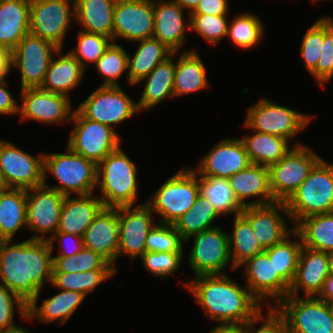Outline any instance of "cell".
Masks as SVG:
<instances>
[{
	"label": "cell",
	"mask_w": 333,
	"mask_h": 333,
	"mask_svg": "<svg viewBox=\"0 0 333 333\" xmlns=\"http://www.w3.org/2000/svg\"><path fill=\"white\" fill-rule=\"evenodd\" d=\"M11 242L0 241V281L27 304L37 303L44 283L51 284L54 249L48 240Z\"/></svg>",
	"instance_id": "6da1fadb"
},
{
	"label": "cell",
	"mask_w": 333,
	"mask_h": 333,
	"mask_svg": "<svg viewBox=\"0 0 333 333\" xmlns=\"http://www.w3.org/2000/svg\"><path fill=\"white\" fill-rule=\"evenodd\" d=\"M185 287L209 320L217 325H245L263 310L249 288L239 285L227 274L198 275L186 282Z\"/></svg>",
	"instance_id": "7a4b0ae2"
},
{
	"label": "cell",
	"mask_w": 333,
	"mask_h": 333,
	"mask_svg": "<svg viewBox=\"0 0 333 333\" xmlns=\"http://www.w3.org/2000/svg\"><path fill=\"white\" fill-rule=\"evenodd\" d=\"M137 165L119 147L97 165L98 196L104 207L133 206L138 198Z\"/></svg>",
	"instance_id": "3957f363"
},
{
	"label": "cell",
	"mask_w": 333,
	"mask_h": 333,
	"mask_svg": "<svg viewBox=\"0 0 333 333\" xmlns=\"http://www.w3.org/2000/svg\"><path fill=\"white\" fill-rule=\"evenodd\" d=\"M285 205L295 225L307 216L333 212V163L321 158Z\"/></svg>",
	"instance_id": "277c9868"
},
{
	"label": "cell",
	"mask_w": 333,
	"mask_h": 333,
	"mask_svg": "<svg viewBox=\"0 0 333 333\" xmlns=\"http://www.w3.org/2000/svg\"><path fill=\"white\" fill-rule=\"evenodd\" d=\"M66 153L44 154V180L47 173L57 179L51 188L65 196L71 193L88 195L94 193L97 185V164L73 152L68 146Z\"/></svg>",
	"instance_id": "5b68a950"
},
{
	"label": "cell",
	"mask_w": 333,
	"mask_h": 333,
	"mask_svg": "<svg viewBox=\"0 0 333 333\" xmlns=\"http://www.w3.org/2000/svg\"><path fill=\"white\" fill-rule=\"evenodd\" d=\"M200 194L198 173L190 167H184L169 177L145 203L153 213L159 216V223L174 222L190 211Z\"/></svg>",
	"instance_id": "8992f818"
},
{
	"label": "cell",
	"mask_w": 333,
	"mask_h": 333,
	"mask_svg": "<svg viewBox=\"0 0 333 333\" xmlns=\"http://www.w3.org/2000/svg\"><path fill=\"white\" fill-rule=\"evenodd\" d=\"M243 126L260 133L276 135L287 140L297 136L309 123L311 115L261 98L251 105L246 113Z\"/></svg>",
	"instance_id": "52a82bcc"
},
{
	"label": "cell",
	"mask_w": 333,
	"mask_h": 333,
	"mask_svg": "<svg viewBox=\"0 0 333 333\" xmlns=\"http://www.w3.org/2000/svg\"><path fill=\"white\" fill-rule=\"evenodd\" d=\"M278 162L270 165V189L276 202H286L321 159L314 150L296 142Z\"/></svg>",
	"instance_id": "ba28073f"
},
{
	"label": "cell",
	"mask_w": 333,
	"mask_h": 333,
	"mask_svg": "<svg viewBox=\"0 0 333 333\" xmlns=\"http://www.w3.org/2000/svg\"><path fill=\"white\" fill-rule=\"evenodd\" d=\"M276 309L283 315L287 333H333V314L316 296L287 295Z\"/></svg>",
	"instance_id": "9c48e42d"
},
{
	"label": "cell",
	"mask_w": 333,
	"mask_h": 333,
	"mask_svg": "<svg viewBox=\"0 0 333 333\" xmlns=\"http://www.w3.org/2000/svg\"><path fill=\"white\" fill-rule=\"evenodd\" d=\"M71 122L74 128L67 146L75 153L94 161L97 165L111 152L120 147L121 137L112 127L85 118L73 110Z\"/></svg>",
	"instance_id": "30bf717a"
},
{
	"label": "cell",
	"mask_w": 333,
	"mask_h": 333,
	"mask_svg": "<svg viewBox=\"0 0 333 333\" xmlns=\"http://www.w3.org/2000/svg\"><path fill=\"white\" fill-rule=\"evenodd\" d=\"M75 18V0L30 1L29 33L62 48Z\"/></svg>",
	"instance_id": "8fae6325"
},
{
	"label": "cell",
	"mask_w": 333,
	"mask_h": 333,
	"mask_svg": "<svg viewBox=\"0 0 333 333\" xmlns=\"http://www.w3.org/2000/svg\"><path fill=\"white\" fill-rule=\"evenodd\" d=\"M193 244L188 265L195 276L226 274V266L232 263L229 249V235L221 226H217L190 236Z\"/></svg>",
	"instance_id": "7c38bea8"
},
{
	"label": "cell",
	"mask_w": 333,
	"mask_h": 333,
	"mask_svg": "<svg viewBox=\"0 0 333 333\" xmlns=\"http://www.w3.org/2000/svg\"><path fill=\"white\" fill-rule=\"evenodd\" d=\"M85 118L112 128L138 113L137 102L119 86L100 85L76 108Z\"/></svg>",
	"instance_id": "4fadbf2b"
},
{
	"label": "cell",
	"mask_w": 333,
	"mask_h": 333,
	"mask_svg": "<svg viewBox=\"0 0 333 333\" xmlns=\"http://www.w3.org/2000/svg\"><path fill=\"white\" fill-rule=\"evenodd\" d=\"M59 48L48 40L27 34L12 51V68L20 72L21 89L41 87L52 57Z\"/></svg>",
	"instance_id": "5bb4252c"
},
{
	"label": "cell",
	"mask_w": 333,
	"mask_h": 333,
	"mask_svg": "<svg viewBox=\"0 0 333 333\" xmlns=\"http://www.w3.org/2000/svg\"><path fill=\"white\" fill-rule=\"evenodd\" d=\"M65 195L44 183L27 189L26 223L27 229L35 234L29 239L47 240L45 234L53 236L59 227L60 210Z\"/></svg>",
	"instance_id": "9a60e30c"
},
{
	"label": "cell",
	"mask_w": 333,
	"mask_h": 333,
	"mask_svg": "<svg viewBox=\"0 0 333 333\" xmlns=\"http://www.w3.org/2000/svg\"><path fill=\"white\" fill-rule=\"evenodd\" d=\"M44 153L28 154L11 142L0 140V169L10 188L30 189L44 183Z\"/></svg>",
	"instance_id": "2e32d148"
},
{
	"label": "cell",
	"mask_w": 333,
	"mask_h": 333,
	"mask_svg": "<svg viewBox=\"0 0 333 333\" xmlns=\"http://www.w3.org/2000/svg\"><path fill=\"white\" fill-rule=\"evenodd\" d=\"M153 0H116L113 16V42H137L153 37Z\"/></svg>",
	"instance_id": "e0dca14e"
},
{
	"label": "cell",
	"mask_w": 333,
	"mask_h": 333,
	"mask_svg": "<svg viewBox=\"0 0 333 333\" xmlns=\"http://www.w3.org/2000/svg\"><path fill=\"white\" fill-rule=\"evenodd\" d=\"M153 211L146 204L118 207L119 248L117 258L127 255L130 260L146 252V238L154 227Z\"/></svg>",
	"instance_id": "ac0fdd59"
},
{
	"label": "cell",
	"mask_w": 333,
	"mask_h": 333,
	"mask_svg": "<svg viewBox=\"0 0 333 333\" xmlns=\"http://www.w3.org/2000/svg\"><path fill=\"white\" fill-rule=\"evenodd\" d=\"M20 91L23 102L19 105V115L22 120L29 119L43 124L71 121L73 105L70 97L47 92L40 87L25 88Z\"/></svg>",
	"instance_id": "d6986e66"
},
{
	"label": "cell",
	"mask_w": 333,
	"mask_h": 333,
	"mask_svg": "<svg viewBox=\"0 0 333 333\" xmlns=\"http://www.w3.org/2000/svg\"><path fill=\"white\" fill-rule=\"evenodd\" d=\"M241 214L249 221L255 237L264 249L282 242L294 231V227H287L286 218L287 221H291V218L284 202L247 206Z\"/></svg>",
	"instance_id": "ffe728a7"
},
{
	"label": "cell",
	"mask_w": 333,
	"mask_h": 333,
	"mask_svg": "<svg viewBox=\"0 0 333 333\" xmlns=\"http://www.w3.org/2000/svg\"><path fill=\"white\" fill-rule=\"evenodd\" d=\"M244 265L245 282L250 293L262 304L265 299L274 300L275 306L283 300L289 292L290 285L275 273L273 260L263 251L246 260Z\"/></svg>",
	"instance_id": "44dd1931"
},
{
	"label": "cell",
	"mask_w": 333,
	"mask_h": 333,
	"mask_svg": "<svg viewBox=\"0 0 333 333\" xmlns=\"http://www.w3.org/2000/svg\"><path fill=\"white\" fill-rule=\"evenodd\" d=\"M194 169L199 175L229 178L247 168L251 161L240 138L222 139L216 143Z\"/></svg>",
	"instance_id": "7402d4cb"
},
{
	"label": "cell",
	"mask_w": 333,
	"mask_h": 333,
	"mask_svg": "<svg viewBox=\"0 0 333 333\" xmlns=\"http://www.w3.org/2000/svg\"><path fill=\"white\" fill-rule=\"evenodd\" d=\"M154 32L158 39L173 52H179L185 44L187 30L190 29V14L185 23L184 9L172 0H153Z\"/></svg>",
	"instance_id": "603a6c76"
},
{
	"label": "cell",
	"mask_w": 333,
	"mask_h": 333,
	"mask_svg": "<svg viewBox=\"0 0 333 333\" xmlns=\"http://www.w3.org/2000/svg\"><path fill=\"white\" fill-rule=\"evenodd\" d=\"M84 247L101 254L113 266L119 248L118 207H103L83 235Z\"/></svg>",
	"instance_id": "cb8c5ba5"
},
{
	"label": "cell",
	"mask_w": 333,
	"mask_h": 333,
	"mask_svg": "<svg viewBox=\"0 0 333 333\" xmlns=\"http://www.w3.org/2000/svg\"><path fill=\"white\" fill-rule=\"evenodd\" d=\"M329 276V253L303 246L294 281L290 285L289 296H317Z\"/></svg>",
	"instance_id": "d4e9b609"
},
{
	"label": "cell",
	"mask_w": 333,
	"mask_h": 333,
	"mask_svg": "<svg viewBox=\"0 0 333 333\" xmlns=\"http://www.w3.org/2000/svg\"><path fill=\"white\" fill-rule=\"evenodd\" d=\"M237 201L243 206L266 205L275 202L270 189L269 168L251 163L228 178ZM254 201L246 202L248 198ZM255 197L257 199L255 200Z\"/></svg>",
	"instance_id": "484cf974"
},
{
	"label": "cell",
	"mask_w": 333,
	"mask_h": 333,
	"mask_svg": "<svg viewBox=\"0 0 333 333\" xmlns=\"http://www.w3.org/2000/svg\"><path fill=\"white\" fill-rule=\"evenodd\" d=\"M93 194L65 196L57 232L83 237L87 227L104 207L102 200L99 197H93Z\"/></svg>",
	"instance_id": "4316f807"
},
{
	"label": "cell",
	"mask_w": 333,
	"mask_h": 333,
	"mask_svg": "<svg viewBox=\"0 0 333 333\" xmlns=\"http://www.w3.org/2000/svg\"><path fill=\"white\" fill-rule=\"evenodd\" d=\"M62 49L59 48L56 57H52L40 88L69 97V92L81 84L86 70L70 52L63 54Z\"/></svg>",
	"instance_id": "83f0119b"
},
{
	"label": "cell",
	"mask_w": 333,
	"mask_h": 333,
	"mask_svg": "<svg viewBox=\"0 0 333 333\" xmlns=\"http://www.w3.org/2000/svg\"><path fill=\"white\" fill-rule=\"evenodd\" d=\"M177 54L178 52H173L170 57L159 63L146 77L137 83L139 84L145 80L141 97L137 102L139 112L150 110L168 97L174 96L176 62L173 57Z\"/></svg>",
	"instance_id": "f1b7e54d"
},
{
	"label": "cell",
	"mask_w": 333,
	"mask_h": 333,
	"mask_svg": "<svg viewBox=\"0 0 333 333\" xmlns=\"http://www.w3.org/2000/svg\"><path fill=\"white\" fill-rule=\"evenodd\" d=\"M29 27L30 1L0 0V46L13 51Z\"/></svg>",
	"instance_id": "f546056e"
},
{
	"label": "cell",
	"mask_w": 333,
	"mask_h": 333,
	"mask_svg": "<svg viewBox=\"0 0 333 333\" xmlns=\"http://www.w3.org/2000/svg\"><path fill=\"white\" fill-rule=\"evenodd\" d=\"M86 296L80 292L61 290L59 293L43 300L41 305L37 303L28 304V315L25 320L31 321L34 318L44 323L57 321L64 325L75 313Z\"/></svg>",
	"instance_id": "4dcf8cb0"
},
{
	"label": "cell",
	"mask_w": 333,
	"mask_h": 333,
	"mask_svg": "<svg viewBox=\"0 0 333 333\" xmlns=\"http://www.w3.org/2000/svg\"><path fill=\"white\" fill-rule=\"evenodd\" d=\"M116 0H75L76 23L81 30L105 35L113 41Z\"/></svg>",
	"instance_id": "1f68e13d"
},
{
	"label": "cell",
	"mask_w": 333,
	"mask_h": 333,
	"mask_svg": "<svg viewBox=\"0 0 333 333\" xmlns=\"http://www.w3.org/2000/svg\"><path fill=\"white\" fill-rule=\"evenodd\" d=\"M176 61L174 97L189 95L209 87L206 67L196 49L183 51Z\"/></svg>",
	"instance_id": "d6a6232c"
},
{
	"label": "cell",
	"mask_w": 333,
	"mask_h": 333,
	"mask_svg": "<svg viewBox=\"0 0 333 333\" xmlns=\"http://www.w3.org/2000/svg\"><path fill=\"white\" fill-rule=\"evenodd\" d=\"M27 190L9 188L0 193V241H13L26 223Z\"/></svg>",
	"instance_id": "836d02e7"
},
{
	"label": "cell",
	"mask_w": 333,
	"mask_h": 333,
	"mask_svg": "<svg viewBox=\"0 0 333 333\" xmlns=\"http://www.w3.org/2000/svg\"><path fill=\"white\" fill-rule=\"evenodd\" d=\"M134 43H139L138 49L134 56L128 55V72L126 74L129 85L133 86L146 77L159 63L173 54V51L165 44L153 37Z\"/></svg>",
	"instance_id": "e575fe53"
},
{
	"label": "cell",
	"mask_w": 333,
	"mask_h": 333,
	"mask_svg": "<svg viewBox=\"0 0 333 333\" xmlns=\"http://www.w3.org/2000/svg\"><path fill=\"white\" fill-rule=\"evenodd\" d=\"M251 163L269 167L282 159L290 150L289 140L276 135L255 131L241 138Z\"/></svg>",
	"instance_id": "d590c367"
},
{
	"label": "cell",
	"mask_w": 333,
	"mask_h": 333,
	"mask_svg": "<svg viewBox=\"0 0 333 333\" xmlns=\"http://www.w3.org/2000/svg\"><path fill=\"white\" fill-rule=\"evenodd\" d=\"M294 230L300 235L303 246L328 253L333 251V212L307 216Z\"/></svg>",
	"instance_id": "8d00e7d4"
},
{
	"label": "cell",
	"mask_w": 333,
	"mask_h": 333,
	"mask_svg": "<svg viewBox=\"0 0 333 333\" xmlns=\"http://www.w3.org/2000/svg\"><path fill=\"white\" fill-rule=\"evenodd\" d=\"M232 233L229 235L231 269L236 270L246 260L262 253L265 249L254 235L249 221L242 215L234 216Z\"/></svg>",
	"instance_id": "74e56055"
},
{
	"label": "cell",
	"mask_w": 333,
	"mask_h": 333,
	"mask_svg": "<svg viewBox=\"0 0 333 333\" xmlns=\"http://www.w3.org/2000/svg\"><path fill=\"white\" fill-rule=\"evenodd\" d=\"M221 215L214 205L203 195L199 194L190 211L179 217L173 224L182 239L186 241L190 236L214 227L216 218Z\"/></svg>",
	"instance_id": "f35d334b"
},
{
	"label": "cell",
	"mask_w": 333,
	"mask_h": 333,
	"mask_svg": "<svg viewBox=\"0 0 333 333\" xmlns=\"http://www.w3.org/2000/svg\"><path fill=\"white\" fill-rule=\"evenodd\" d=\"M198 182L200 194L214 205L222 217L241 214L244 207L237 201L227 178L205 177L198 174Z\"/></svg>",
	"instance_id": "ab89813d"
},
{
	"label": "cell",
	"mask_w": 333,
	"mask_h": 333,
	"mask_svg": "<svg viewBox=\"0 0 333 333\" xmlns=\"http://www.w3.org/2000/svg\"><path fill=\"white\" fill-rule=\"evenodd\" d=\"M291 239L286 237L282 242L275 244L271 248L265 249L270 260H273L275 273H278L289 285L294 281L297 265L302 250V240L300 235L294 230Z\"/></svg>",
	"instance_id": "60d3db41"
},
{
	"label": "cell",
	"mask_w": 333,
	"mask_h": 333,
	"mask_svg": "<svg viewBox=\"0 0 333 333\" xmlns=\"http://www.w3.org/2000/svg\"><path fill=\"white\" fill-rule=\"evenodd\" d=\"M118 270H92L85 272H52L51 284L60 290L76 291L87 296Z\"/></svg>",
	"instance_id": "b9f144b4"
},
{
	"label": "cell",
	"mask_w": 333,
	"mask_h": 333,
	"mask_svg": "<svg viewBox=\"0 0 333 333\" xmlns=\"http://www.w3.org/2000/svg\"><path fill=\"white\" fill-rule=\"evenodd\" d=\"M264 26L252 13H240L228 24V39L240 49H250L263 38Z\"/></svg>",
	"instance_id": "7bdbcfd3"
},
{
	"label": "cell",
	"mask_w": 333,
	"mask_h": 333,
	"mask_svg": "<svg viewBox=\"0 0 333 333\" xmlns=\"http://www.w3.org/2000/svg\"><path fill=\"white\" fill-rule=\"evenodd\" d=\"M52 272H85L92 270H118L101 254L83 248L72 256L53 255Z\"/></svg>",
	"instance_id": "ee69618b"
},
{
	"label": "cell",
	"mask_w": 333,
	"mask_h": 333,
	"mask_svg": "<svg viewBox=\"0 0 333 333\" xmlns=\"http://www.w3.org/2000/svg\"><path fill=\"white\" fill-rule=\"evenodd\" d=\"M94 66L98 73L105 77L102 86H119L118 79L124 72H128L127 51L112 42Z\"/></svg>",
	"instance_id": "f6af8a7d"
},
{
	"label": "cell",
	"mask_w": 333,
	"mask_h": 333,
	"mask_svg": "<svg viewBox=\"0 0 333 333\" xmlns=\"http://www.w3.org/2000/svg\"><path fill=\"white\" fill-rule=\"evenodd\" d=\"M77 39V46L69 52L78 60L84 69L87 68L88 63L95 64L113 42L112 39L105 35L84 30L78 31Z\"/></svg>",
	"instance_id": "bcb514c9"
},
{
	"label": "cell",
	"mask_w": 333,
	"mask_h": 333,
	"mask_svg": "<svg viewBox=\"0 0 333 333\" xmlns=\"http://www.w3.org/2000/svg\"><path fill=\"white\" fill-rule=\"evenodd\" d=\"M228 15L190 14V29L207 43L216 45L228 33Z\"/></svg>",
	"instance_id": "7dc6e473"
},
{
	"label": "cell",
	"mask_w": 333,
	"mask_h": 333,
	"mask_svg": "<svg viewBox=\"0 0 333 333\" xmlns=\"http://www.w3.org/2000/svg\"><path fill=\"white\" fill-rule=\"evenodd\" d=\"M157 224L146 238V252H184L183 242L185 241L173 224L159 222Z\"/></svg>",
	"instance_id": "c3c4849f"
},
{
	"label": "cell",
	"mask_w": 333,
	"mask_h": 333,
	"mask_svg": "<svg viewBox=\"0 0 333 333\" xmlns=\"http://www.w3.org/2000/svg\"><path fill=\"white\" fill-rule=\"evenodd\" d=\"M324 40V17L318 18L303 36L300 46V56L304 67L311 73L316 67L320 57Z\"/></svg>",
	"instance_id": "681fc988"
},
{
	"label": "cell",
	"mask_w": 333,
	"mask_h": 333,
	"mask_svg": "<svg viewBox=\"0 0 333 333\" xmlns=\"http://www.w3.org/2000/svg\"><path fill=\"white\" fill-rule=\"evenodd\" d=\"M320 87L333 77V17H324V40L317 67L310 73Z\"/></svg>",
	"instance_id": "f907efd6"
},
{
	"label": "cell",
	"mask_w": 333,
	"mask_h": 333,
	"mask_svg": "<svg viewBox=\"0 0 333 333\" xmlns=\"http://www.w3.org/2000/svg\"><path fill=\"white\" fill-rule=\"evenodd\" d=\"M184 252H145L141 256L142 264L148 272L160 278L173 275L181 267Z\"/></svg>",
	"instance_id": "816d5d0a"
},
{
	"label": "cell",
	"mask_w": 333,
	"mask_h": 333,
	"mask_svg": "<svg viewBox=\"0 0 333 333\" xmlns=\"http://www.w3.org/2000/svg\"><path fill=\"white\" fill-rule=\"evenodd\" d=\"M16 304V305H15ZM15 306L19 311L20 318L25 319L28 315V304L16 293L0 282V330L15 325Z\"/></svg>",
	"instance_id": "f5cc1de1"
},
{
	"label": "cell",
	"mask_w": 333,
	"mask_h": 333,
	"mask_svg": "<svg viewBox=\"0 0 333 333\" xmlns=\"http://www.w3.org/2000/svg\"><path fill=\"white\" fill-rule=\"evenodd\" d=\"M266 310V316L260 310L245 324L247 333H287L285 319L274 304H267ZM263 320L262 325L256 329L255 326Z\"/></svg>",
	"instance_id": "db71d44e"
},
{
	"label": "cell",
	"mask_w": 333,
	"mask_h": 333,
	"mask_svg": "<svg viewBox=\"0 0 333 333\" xmlns=\"http://www.w3.org/2000/svg\"><path fill=\"white\" fill-rule=\"evenodd\" d=\"M47 240L50 243L51 248H54L53 243L55 240L60 241L57 256H72L84 248L83 237L64 232H56L53 236L49 235V237L47 236Z\"/></svg>",
	"instance_id": "11a10c76"
},
{
	"label": "cell",
	"mask_w": 333,
	"mask_h": 333,
	"mask_svg": "<svg viewBox=\"0 0 333 333\" xmlns=\"http://www.w3.org/2000/svg\"><path fill=\"white\" fill-rule=\"evenodd\" d=\"M6 78L0 79V115H15L19 113V103L6 88Z\"/></svg>",
	"instance_id": "9f6ffc18"
},
{
	"label": "cell",
	"mask_w": 333,
	"mask_h": 333,
	"mask_svg": "<svg viewBox=\"0 0 333 333\" xmlns=\"http://www.w3.org/2000/svg\"><path fill=\"white\" fill-rule=\"evenodd\" d=\"M227 0H201L190 14L228 15Z\"/></svg>",
	"instance_id": "6f0895ef"
},
{
	"label": "cell",
	"mask_w": 333,
	"mask_h": 333,
	"mask_svg": "<svg viewBox=\"0 0 333 333\" xmlns=\"http://www.w3.org/2000/svg\"><path fill=\"white\" fill-rule=\"evenodd\" d=\"M12 68V51L0 46V79L6 78Z\"/></svg>",
	"instance_id": "680465c9"
},
{
	"label": "cell",
	"mask_w": 333,
	"mask_h": 333,
	"mask_svg": "<svg viewBox=\"0 0 333 333\" xmlns=\"http://www.w3.org/2000/svg\"><path fill=\"white\" fill-rule=\"evenodd\" d=\"M316 297L325 302L333 299V274H329V276L326 278L321 291Z\"/></svg>",
	"instance_id": "91938a15"
},
{
	"label": "cell",
	"mask_w": 333,
	"mask_h": 333,
	"mask_svg": "<svg viewBox=\"0 0 333 333\" xmlns=\"http://www.w3.org/2000/svg\"><path fill=\"white\" fill-rule=\"evenodd\" d=\"M209 333H247L245 325H216Z\"/></svg>",
	"instance_id": "94428289"
},
{
	"label": "cell",
	"mask_w": 333,
	"mask_h": 333,
	"mask_svg": "<svg viewBox=\"0 0 333 333\" xmlns=\"http://www.w3.org/2000/svg\"><path fill=\"white\" fill-rule=\"evenodd\" d=\"M175 3H177L179 6H181L184 10L187 9L188 13H192L196 7L198 6L199 2L201 0H172Z\"/></svg>",
	"instance_id": "6125c7cd"
},
{
	"label": "cell",
	"mask_w": 333,
	"mask_h": 333,
	"mask_svg": "<svg viewBox=\"0 0 333 333\" xmlns=\"http://www.w3.org/2000/svg\"><path fill=\"white\" fill-rule=\"evenodd\" d=\"M0 333H30L29 330H27V328H24L23 326H17V324H15L12 327H9L7 329L4 330H0Z\"/></svg>",
	"instance_id": "be15d7a7"
},
{
	"label": "cell",
	"mask_w": 333,
	"mask_h": 333,
	"mask_svg": "<svg viewBox=\"0 0 333 333\" xmlns=\"http://www.w3.org/2000/svg\"><path fill=\"white\" fill-rule=\"evenodd\" d=\"M9 188L10 187L8 186V184L5 181L3 172L0 169V193L8 190Z\"/></svg>",
	"instance_id": "e7e4bbea"
},
{
	"label": "cell",
	"mask_w": 333,
	"mask_h": 333,
	"mask_svg": "<svg viewBox=\"0 0 333 333\" xmlns=\"http://www.w3.org/2000/svg\"><path fill=\"white\" fill-rule=\"evenodd\" d=\"M329 274H333V251L329 252Z\"/></svg>",
	"instance_id": "03108f58"
},
{
	"label": "cell",
	"mask_w": 333,
	"mask_h": 333,
	"mask_svg": "<svg viewBox=\"0 0 333 333\" xmlns=\"http://www.w3.org/2000/svg\"><path fill=\"white\" fill-rule=\"evenodd\" d=\"M327 303H328V305L330 307V310H331V312L333 314V299L329 300Z\"/></svg>",
	"instance_id": "003e7915"
}]
</instances>
